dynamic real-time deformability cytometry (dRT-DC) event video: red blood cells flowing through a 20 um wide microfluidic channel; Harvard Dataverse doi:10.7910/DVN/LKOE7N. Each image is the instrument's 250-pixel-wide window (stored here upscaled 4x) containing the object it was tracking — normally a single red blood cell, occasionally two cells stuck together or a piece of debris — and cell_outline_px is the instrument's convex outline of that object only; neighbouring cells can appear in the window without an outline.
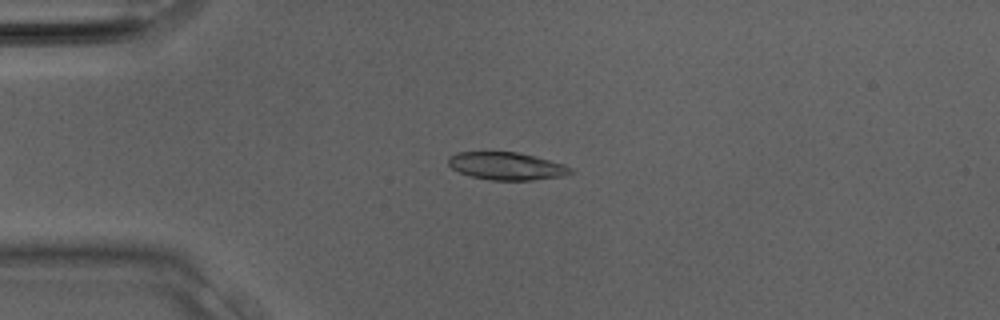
{"species": "Egyptian fruit bat (a non-hibernating species)", "species_latin": "Rousettus aegyptiacus", "temperature_condition": "room temperature", "stored_images_in_passage": 28, "camera_frame_rate_fps": 3000, "um_per_image_px": 0.085, "animal": {"sex": "male"}, "frame": {"image": 1, "passage_image": 7, "time_ms": 2.0, "image_size_px": [1000, 320], "cell_outline_px": [[572, 172], [560, 176], [532, 180], [488, 180], [472, 176], [460, 172], [452, 168], [448, 164], [448, 156], [456, 152], [516, 152], [564, 164], [572, 168]], "centroid_in_image_um": [43.01, 14.11], "position_along_channel_um": 42.0, "area_um2": 19.42}}
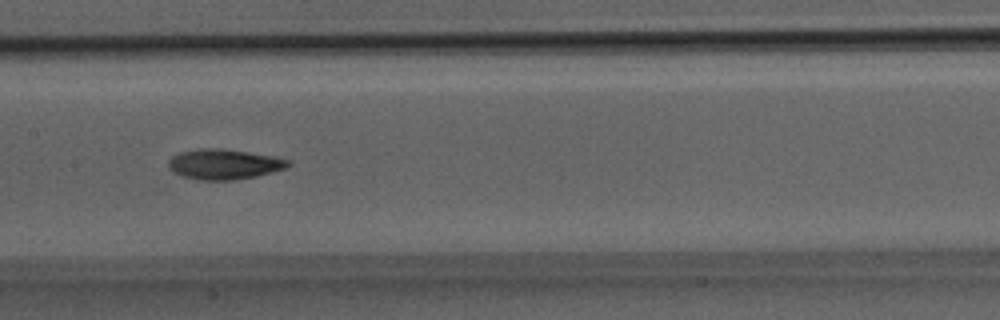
{"frame": {"image": 2, "passage_image": 15, "time_ms": 4.667, "image_size_px": [1000, 320], "cell_outline_px": [[292, 164], [288, 168], [256, 176], [232, 180], [196, 180], [180, 176], [172, 172], [168, 168], [168, 160], [172, 156], [180, 152], [200, 148], [216, 148], [248, 152], [276, 156], [292, 160]], "centroid_in_image_um": [19.05, 13.96], "position_along_channel_um": 188.3, "area_um2": 21.44}}
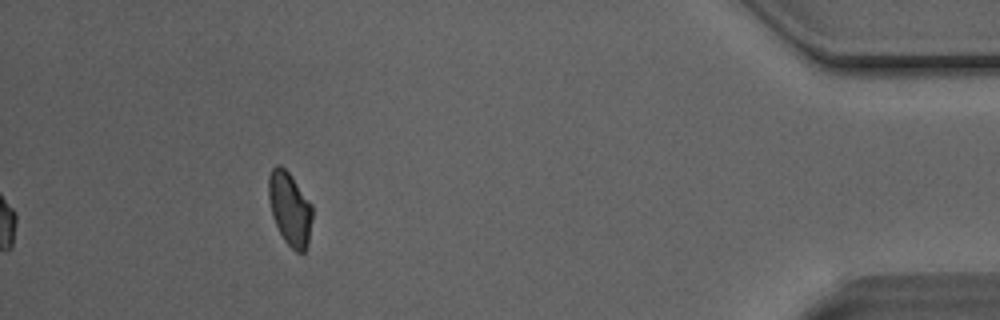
{"frame": {"image": 3, "passage_image": 28, "time_ms": 9.0, "image_size_px": [1000, 320], "cell_outline_px": [[312, 216], [308, 244], [304, 252], [296, 252], [284, 240], [272, 216], [268, 200], [268, 176], [272, 168], [276, 164], [280, 164], [288, 172], [312, 204]], "centroid_in_image_um": [24.62, 17.72], "position_along_channel_um": 410.6, "area_um2": 18.67}}